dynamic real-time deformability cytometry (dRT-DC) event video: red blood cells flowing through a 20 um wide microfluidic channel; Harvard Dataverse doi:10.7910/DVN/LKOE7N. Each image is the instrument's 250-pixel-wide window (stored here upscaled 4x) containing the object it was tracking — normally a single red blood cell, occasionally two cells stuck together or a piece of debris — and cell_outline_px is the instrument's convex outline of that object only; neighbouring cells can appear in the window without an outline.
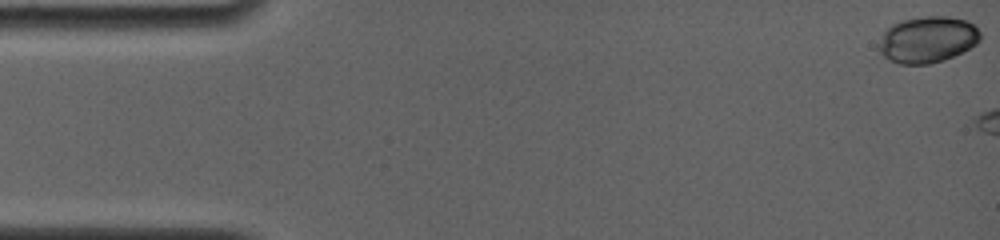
{"species": "common noctule bat (a hibernating species)", "species_latin": "Nyctalus noctula", "temperature_condition": "room temperature", "stored_images_in_passage": 3, "camera_frame_rate_fps": 4000, "um_per_image_px": 0.085, "animal": {"sex": "female", "body_mass_g": 19.0, "forearm_length_mm": 56.7}, "frame": {"image": 1, "passage_image": 1, "time_ms": 0.0, "image_size_px": [1000, 240], "cell_outline_px": [[980, 40], [976, 44], [944, 60], [928, 64], [900, 64], [888, 60], [876, 48], [884, 32], [892, 24], [904, 20], [924, 16], [948, 16], [968, 20], [980, 32]], "centroid_in_image_um": [78.82, 3.36], "position_along_channel_um": 6.2, "area_um2": 27.34}}